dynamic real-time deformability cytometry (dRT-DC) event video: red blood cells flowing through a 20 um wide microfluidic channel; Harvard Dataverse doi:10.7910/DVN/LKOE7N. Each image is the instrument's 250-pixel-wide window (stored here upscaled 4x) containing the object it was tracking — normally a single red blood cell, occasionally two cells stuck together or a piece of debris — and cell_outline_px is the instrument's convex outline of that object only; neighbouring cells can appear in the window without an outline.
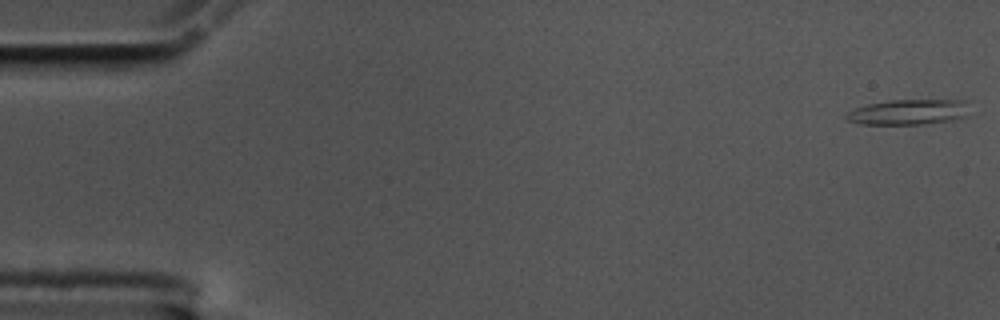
{"species": "common noctule bat (a hibernating species)", "species_latin": "Nyctalus noctula", "temperature_condition": "cold", "stored_images_in_passage": 58, "camera_frame_rate_fps": 3000, "um_per_image_px": 0.085, "animal": {"sex": "male", "body_mass_g": 17.5, "forearm_length_mm": 52.3}, "frame": {"image": 1, "passage_image": 1, "time_ms": 0.0, "image_size_px": [1000, 320], "cell_outline_px": [[964, 116], [952, 120], [924, 124], [860, 124], [848, 120], [844, 116], [848, 112], [856, 108], [868, 104], [888, 100], [964, 100]], "centroid_in_image_um": [77.12, 9.53], "position_along_channel_um": 7.9, "area_um2": 17.74}}
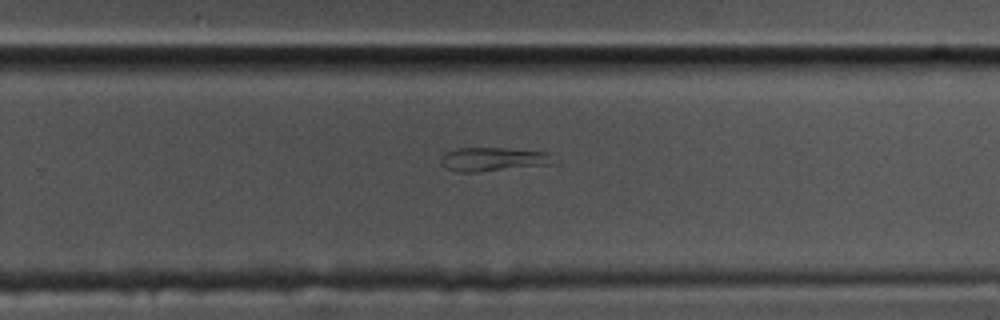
{"frame": {"image": 2, "passage_image": 37, "time_ms": 12.0, "image_size_px": [1000, 320], "cell_outline_px": [[560, 160], [556, 164], [480, 172], [456, 172], [444, 168], [440, 164], [440, 156], [444, 152], [456, 148], [508, 148], [548, 152]], "centroid_in_image_um": [41.96, 13.54], "position_along_channel_um": 287.8, "area_um2": 16.36}}
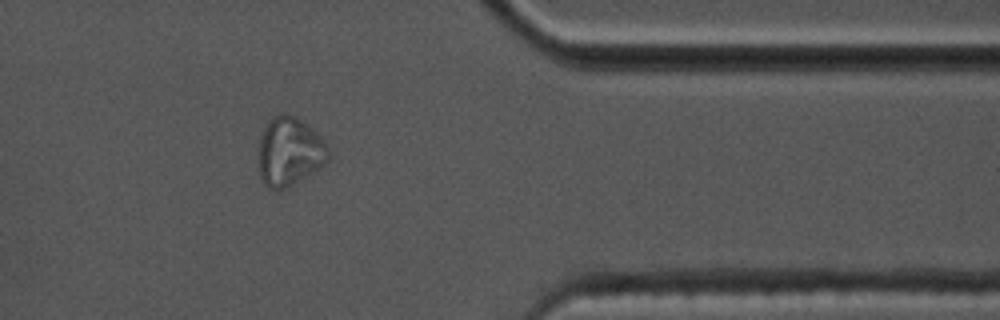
{"frame": {"image": 3, "passage_image": 47, "time_ms": 15.333, "image_size_px": [1000, 320], "cell_outline_px": [[328, 160], [324, 164], [292, 184], [284, 188], [268, 188], [260, 180], [260, 136], [268, 120], [272, 116], [280, 112], [292, 116], [300, 120], [316, 132], [328, 144]], "centroid_in_image_um": [24.59, 12.85], "position_along_channel_um": 386.8, "area_um2": 27.4}}